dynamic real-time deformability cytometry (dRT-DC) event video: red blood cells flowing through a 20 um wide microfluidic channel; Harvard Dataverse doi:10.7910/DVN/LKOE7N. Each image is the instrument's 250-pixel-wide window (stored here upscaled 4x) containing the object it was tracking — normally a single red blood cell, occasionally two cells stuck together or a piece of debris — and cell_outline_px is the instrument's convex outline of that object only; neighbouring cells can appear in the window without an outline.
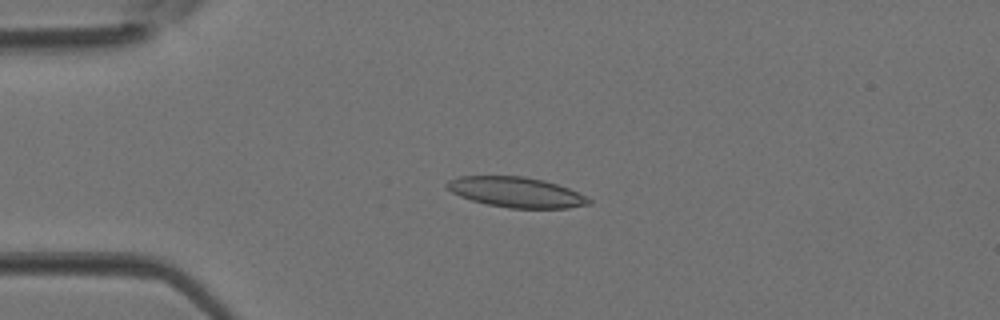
{"species": "Egyptian fruit bat (a non-hibernating species)", "species_latin": "Rousettus aegyptiacus", "temperature_condition": "room temperature", "stored_images_in_passage": 3, "camera_frame_rate_fps": 3000, "um_per_image_px": 0.085, "animal": {"sex": "female"}, "frame": {"image": 1, "passage_image": 2, "time_ms": 0.333, "image_size_px": [1000, 320], "cell_outline_px": [[592, 204], [568, 208], [508, 208], [488, 204], [472, 200], [460, 196], [452, 192], [444, 184], [448, 180], [460, 176], [524, 176], [544, 180], [568, 188], [592, 200]], "centroid_in_image_um": [43.87, 16.33], "position_along_channel_um": 41.1, "area_um2": 24.91}}